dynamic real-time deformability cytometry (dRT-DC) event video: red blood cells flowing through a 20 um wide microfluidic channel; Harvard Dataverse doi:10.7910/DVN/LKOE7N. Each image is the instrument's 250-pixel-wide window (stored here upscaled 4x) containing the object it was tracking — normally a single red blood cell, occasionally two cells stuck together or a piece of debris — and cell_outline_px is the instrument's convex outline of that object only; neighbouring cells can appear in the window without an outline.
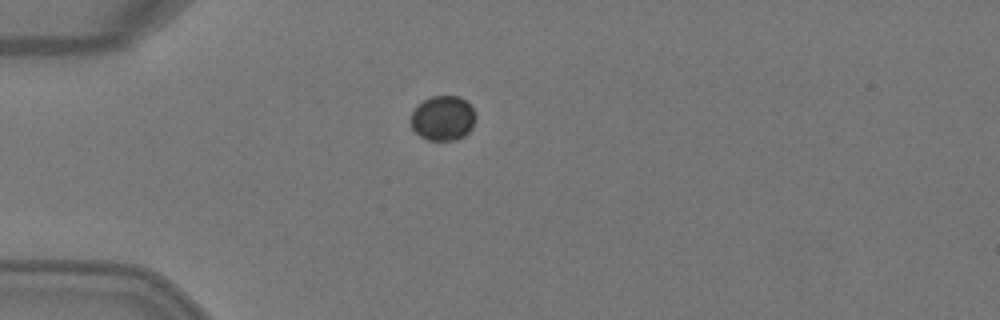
{"species": "Egyptian fruit bat (a non-hibernating species)", "species_latin": "Rousettus aegyptiacus", "temperature_condition": "warm", "stored_images_in_passage": 2, "camera_frame_rate_fps": 3000, "um_per_image_px": 0.085, "animal": {"sex": "female"}, "frame": {"image": 1, "passage_image": 1, "time_ms": 0.0, "image_size_px": [1000, 320], "cell_outline_px": [[476, 116], [472, 128], [464, 136], [456, 140], [428, 140], [420, 136], [412, 128], [412, 112], [424, 100], [432, 96], [460, 96], [476, 112]], "centroid_in_image_um": [37.68, 10.05], "position_along_channel_um": 47.3, "area_um2": 16.76}}